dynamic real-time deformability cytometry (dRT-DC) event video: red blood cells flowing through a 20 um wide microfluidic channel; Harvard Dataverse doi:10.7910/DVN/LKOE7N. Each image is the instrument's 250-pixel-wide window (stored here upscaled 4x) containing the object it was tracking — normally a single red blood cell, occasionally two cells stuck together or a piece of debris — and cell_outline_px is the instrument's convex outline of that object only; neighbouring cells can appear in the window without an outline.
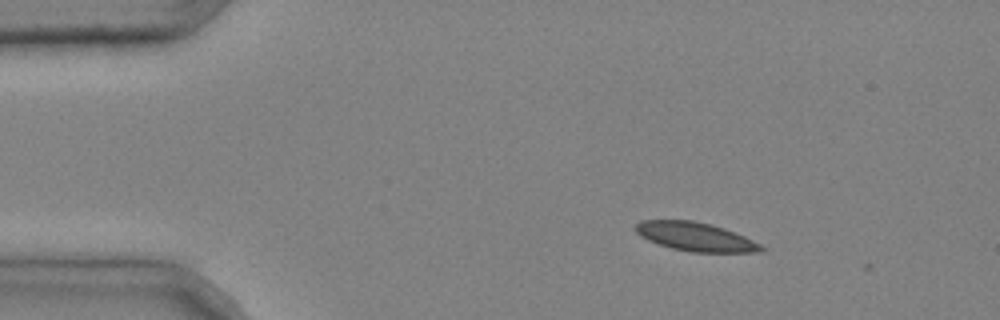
{"species": "common noctule bat (a hibernating species)", "species_latin": "Nyctalus noctula", "temperature_condition": "cold", "stored_images_in_passage": 5, "camera_frame_rate_fps": 3000, "um_per_image_px": 0.085, "animal": {"sex": "male", "body_mass_g": 20.4}, "frame": {"image": 1, "passage_image": 2, "time_ms": 0.333, "image_size_px": [1000, 320], "cell_outline_px": [[768, 248], [764, 252], [692, 252], [672, 248], [648, 240], [640, 236], [636, 232], [636, 224], [640, 220], [692, 220], [712, 224], [724, 228], [744, 236]], "centroid_in_image_um": [59.15, 20.12], "position_along_channel_um": 25.9, "area_um2": 21.04}}
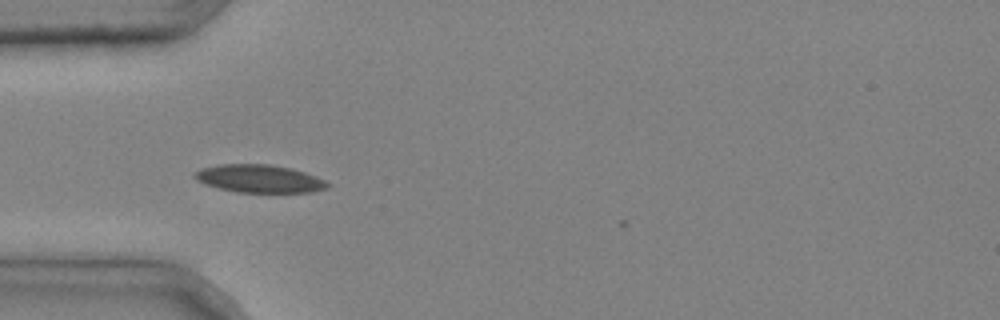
{"frame": {"image": 2, "passage_image": 4, "time_ms": 1.0, "image_size_px": [1000, 320], "cell_outline_px": [[332, 184], [328, 188], [312, 192], [236, 192], [204, 184], [196, 180], [192, 176], [192, 172], [200, 168], [220, 164], [268, 164], [292, 168], [316, 176]], "centroid_in_image_um": [22.02, 15.18], "position_along_channel_um": 63.0, "area_um2": 21.79}}